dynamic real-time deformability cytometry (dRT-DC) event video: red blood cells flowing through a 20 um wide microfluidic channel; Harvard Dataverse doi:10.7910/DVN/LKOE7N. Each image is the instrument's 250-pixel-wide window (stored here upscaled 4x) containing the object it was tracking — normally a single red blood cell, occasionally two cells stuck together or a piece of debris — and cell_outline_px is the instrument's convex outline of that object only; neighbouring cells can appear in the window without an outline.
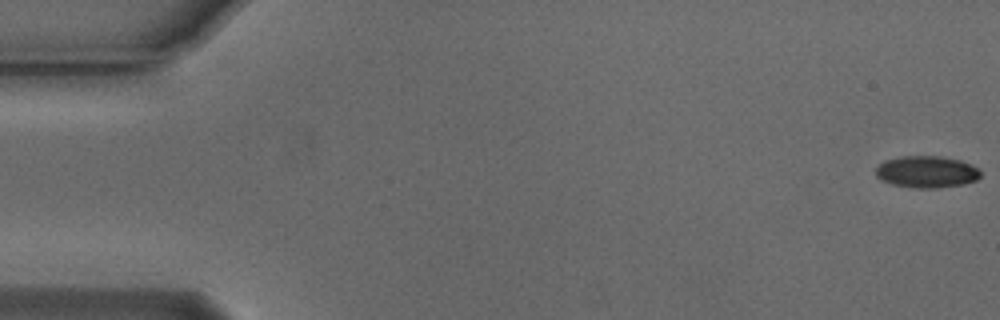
{"species": "Egyptian fruit bat (a non-hibernating species)", "species_latin": "Rousettus aegyptiacus", "temperature_condition": "cold", "stored_images_in_passage": 55, "camera_frame_rate_fps": 3000, "um_per_image_px": 0.085, "animal": {"sex": "male"}, "frame": {"image": 1, "passage_image": 1, "time_ms": 0.0, "image_size_px": [1000, 320], "cell_outline_px": [[980, 176], [976, 180], [964, 184], [936, 188], [916, 188], [892, 184], [880, 180], [876, 176], [876, 168], [884, 160], [900, 156], [940, 156], [960, 160], [976, 168], [980, 172]], "centroid_in_image_um": [78.72, 14.61], "position_along_channel_um": 6.3, "area_um2": 19.36}}
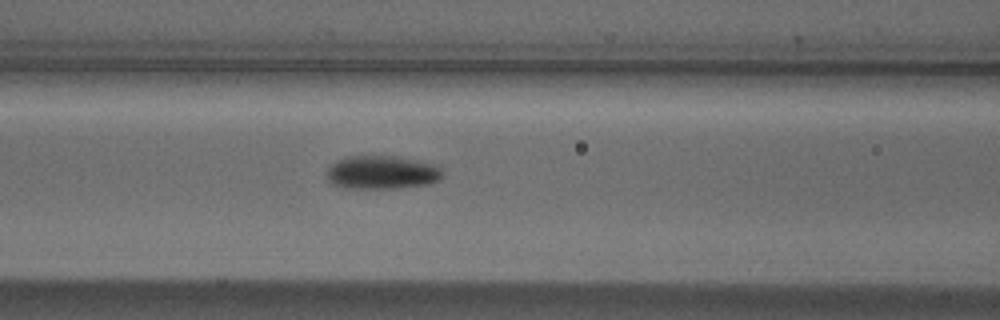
{"frame": {"image": 2, "passage_image": 23, "time_ms": 7.333, "image_size_px": [1000, 320], "cell_outline_px": [[440, 176], [436, 180], [428, 184], [392, 188], [344, 188], [332, 184], [328, 180], [328, 168], [336, 160], [344, 156], [396, 156], [440, 164]], "centroid_in_image_um": [32.44, 14.64], "position_along_channel_um": 134.2, "area_um2": 22.54}}
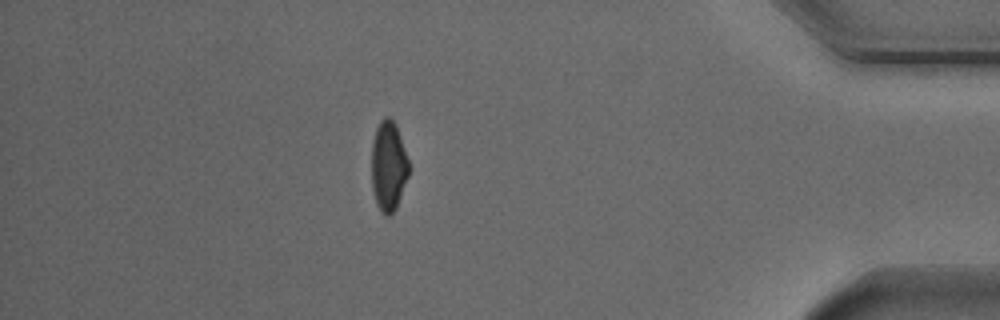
{"frame": {"image": 3, "passage_image": 48, "time_ms": 15.667, "image_size_px": [1000, 320], "cell_outline_px": [[408, 176], [396, 208], [388, 216], [384, 216], [380, 212], [376, 204], [372, 188], [372, 140], [376, 128], [380, 120], [384, 116], [388, 116], [396, 124], [408, 160]], "centroid_in_image_um": [33.0, 14.12], "position_along_channel_um": 402.2, "area_um2": 19.54}, "authors_computed_cell_mechanics": {"area_um2": 20.2878, "velocity_mm_per_s": 3.7753, "shape_relaxation_time_tau1_ms": 3.8531, "shape_relaxation_time_tau2_ms": null, "deformation_change_tau1": 0.114, "deformation_change_tau2": null}}